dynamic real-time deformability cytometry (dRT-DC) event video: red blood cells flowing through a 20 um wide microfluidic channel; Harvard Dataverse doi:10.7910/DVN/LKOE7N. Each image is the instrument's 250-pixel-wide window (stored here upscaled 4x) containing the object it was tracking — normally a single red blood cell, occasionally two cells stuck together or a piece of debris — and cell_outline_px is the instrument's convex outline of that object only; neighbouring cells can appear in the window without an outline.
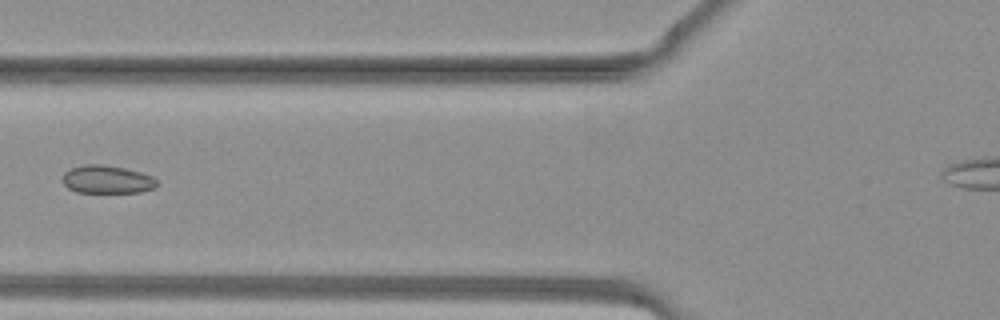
{"species": "common noctule bat (a hibernating species)", "species_latin": "Nyctalus noctula", "temperature_condition": "warm", "stored_images_in_passage": 35, "camera_frame_rate_fps": 3000, "um_per_image_px": 0.085, "animal": {"sex": "female", "body_mass_g": 19.3, "forearm_length_mm": 54.1}, "frame": {"image": 1, "passage_image": 15, "time_ms": 4.667, "image_size_px": [1000, 320], "cell_outline_px": [[160, 184], [156, 188], [140, 192], [76, 192], [68, 188], [60, 180], [64, 172], [72, 168], [84, 164], [104, 164], [124, 168], [140, 172], [152, 176]], "centroid_in_image_um": [9.1, 15.25], "position_along_channel_um": 116.7, "area_um2": 15.61}}
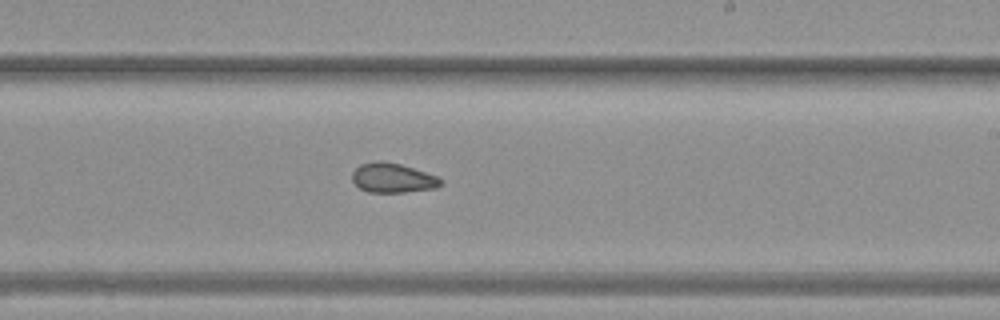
{"frame": {"image": 2, "passage_image": 23, "time_ms": 7.333, "image_size_px": [1000, 320], "cell_outline_px": [[444, 184], [436, 188], [404, 192], [368, 192], [360, 188], [352, 180], [352, 172], [360, 164], [380, 160], [400, 164], [436, 176], [444, 180]], "centroid_in_image_um": [33.39, 15.13], "position_along_channel_um": 255.6, "area_um2": 15.2}}
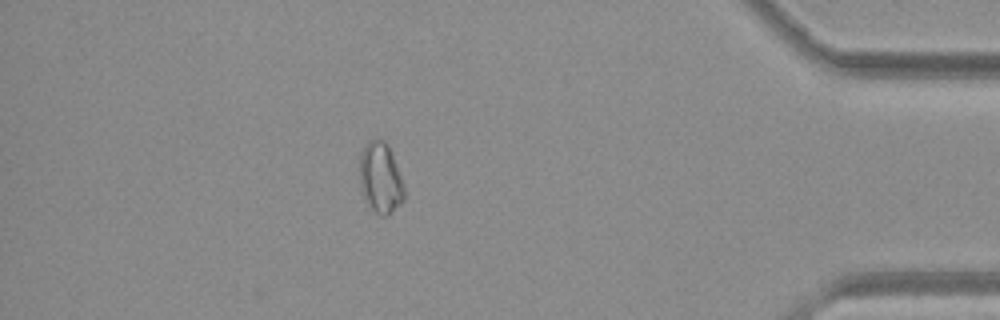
{"frame": {"image": 3, "passage_image": 34, "time_ms": 11.0, "image_size_px": [1000, 320], "cell_outline_px": [[404, 200], [388, 216], [380, 216], [364, 200], [360, 188], [360, 156], [364, 144], [368, 140], [376, 136], [384, 140], [388, 144], [404, 184]], "centroid_in_image_um": [32.33, 15.09], "position_along_channel_um": 402.9, "area_um2": 18.73}}